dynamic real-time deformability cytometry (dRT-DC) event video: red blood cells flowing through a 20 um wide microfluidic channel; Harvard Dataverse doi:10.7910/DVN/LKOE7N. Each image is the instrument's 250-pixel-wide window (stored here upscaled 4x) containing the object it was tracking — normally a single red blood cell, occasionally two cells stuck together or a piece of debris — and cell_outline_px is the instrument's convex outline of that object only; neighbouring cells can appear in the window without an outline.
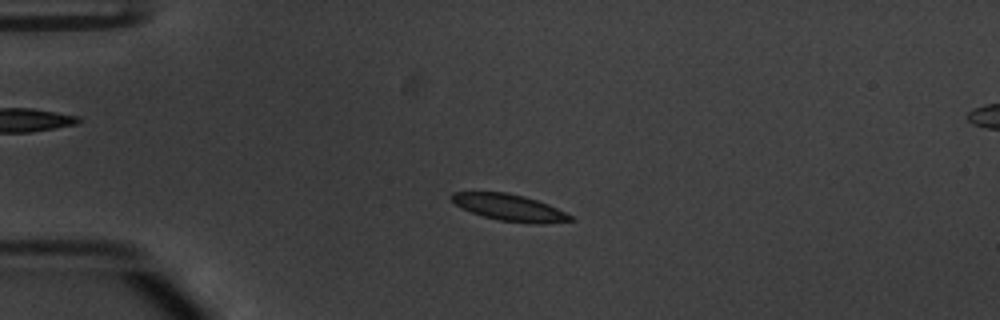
{"species": "common noctule bat (a hibernating species)", "species_latin": "Nyctalus noctula", "temperature_condition": "warm", "stored_images_in_passage": 45, "camera_frame_rate_fps": 3000, "um_per_image_px": 0.085, "animal": {"sex": "male", "body_mass_g": 20.1, "forearm_length_mm": 53.5}, "frame": {"image": 1, "passage_image": 5, "time_ms": 1.333, "image_size_px": [1000, 320], "cell_outline_px": [[576, 220], [540, 224], [500, 220], [484, 216], [472, 212], [456, 204], [448, 196], [452, 192], [508, 192], [524, 196], [548, 204], [572, 216]], "centroid_in_image_um": [43.31, 17.63], "position_along_channel_um": 41.7, "area_um2": 18.15}}
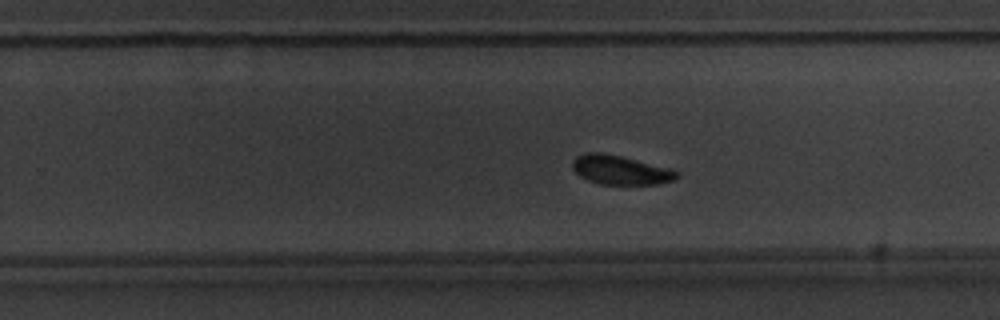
{"frame": {"image": 2, "passage_image": 26, "time_ms": 8.333, "image_size_px": [1000, 320], "cell_outline_px": [[680, 176], [676, 180], [660, 184], [600, 184], [588, 180], [580, 176], [572, 168], [572, 160], [576, 156], [584, 152], [600, 152], [620, 156], [676, 168], [680, 172]], "centroid_in_image_um": [52.82, 14.44], "position_along_channel_um": 277.0, "area_um2": 18.21}}
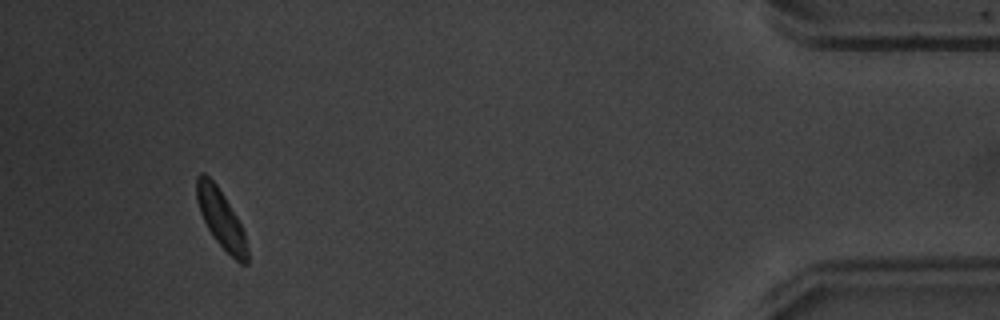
{"frame": {"image": 3, "passage_image": 42, "time_ms": 13.667, "image_size_px": [1000, 320], "cell_outline_px": [[248, 264], [240, 264], [212, 236], [200, 212], [196, 200], [196, 176], [200, 172], [204, 172], [216, 184], [224, 196], [236, 216], [244, 232], [248, 248]], "centroid_in_image_um": [18.77, 18.58], "position_along_channel_um": 416.4, "area_um2": 17.05}, "authors_computed_cell_mechanics": {"area_um2": 18.2648, "velocity_mm_per_s": 3.7943, "shape_relaxation_time_tau1_ms": 2.1643, "shape_relaxation_time_tau2_ms": 1.8246, "deformation_change_tau1": 0.1079, "deformation_change_tau2": 0.081}}